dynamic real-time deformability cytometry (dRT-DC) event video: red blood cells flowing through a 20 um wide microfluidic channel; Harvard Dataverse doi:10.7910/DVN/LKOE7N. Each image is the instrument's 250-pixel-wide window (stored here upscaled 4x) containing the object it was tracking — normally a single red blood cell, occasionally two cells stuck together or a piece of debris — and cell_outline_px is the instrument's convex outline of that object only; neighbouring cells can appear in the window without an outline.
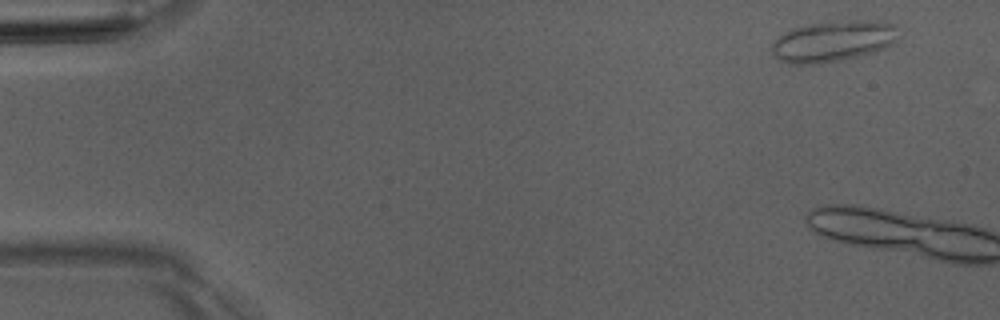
{"species": "Egyptian fruit bat (a non-hibernating species)", "species_latin": "Rousettus aegyptiacus", "temperature_condition": "room temperature", "stored_images_in_passage": 2, "camera_frame_rate_fps": 3000, "um_per_image_px": 0.085, "animal": {"sex": "male"}, "frame": {"image": 1, "passage_image": 1, "time_ms": 0.0, "image_size_px": [1000, 320], "cell_outline_px": [[892, 44], [876, 52], [836, 60], [812, 64], [788, 64], [780, 60], [772, 52], [772, 44], [780, 36], [792, 28], [808, 24], [852, 20], [872, 20], [892, 24]], "centroid_in_image_um": [70.72, 3.51], "position_along_channel_um": 14.3, "area_um2": 29.25}}